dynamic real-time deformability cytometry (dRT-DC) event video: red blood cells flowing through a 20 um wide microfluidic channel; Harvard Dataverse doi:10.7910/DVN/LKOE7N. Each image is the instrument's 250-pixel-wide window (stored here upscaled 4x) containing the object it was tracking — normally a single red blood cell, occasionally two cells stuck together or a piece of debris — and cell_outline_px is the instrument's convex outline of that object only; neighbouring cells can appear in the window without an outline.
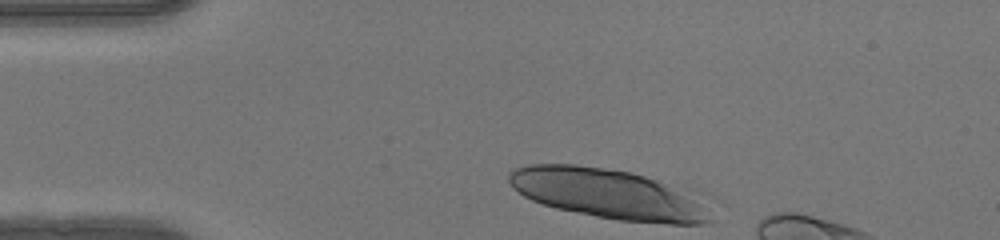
{"species": "human", "species_latin": "Homo sapiens", "temperature_condition": "warm", "stored_images_in_passage": 7, "camera_frame_rate_fps": 3000, "um_per_image_px": 0.085, "donor": {"sex": "female"}, "frame": {"image": 1, "passage_image": 1, "time_ms": 0.0, "image_size_px": [1000, 240], "cell_outline_px": [[708, 220], [700, 224], [668, 224], [616, 220], [556, 208], [532, 200], [524, 196], [508, 180], [508, 172], [516, 168], [528, 164], [576, 164], [632, 172], [692, 188], [700, 192], [704, 196]], "centroid_in_image_um": [51.84, 16.46], "position_along_channel_um": 33.2, "area_um2": 59.65}}